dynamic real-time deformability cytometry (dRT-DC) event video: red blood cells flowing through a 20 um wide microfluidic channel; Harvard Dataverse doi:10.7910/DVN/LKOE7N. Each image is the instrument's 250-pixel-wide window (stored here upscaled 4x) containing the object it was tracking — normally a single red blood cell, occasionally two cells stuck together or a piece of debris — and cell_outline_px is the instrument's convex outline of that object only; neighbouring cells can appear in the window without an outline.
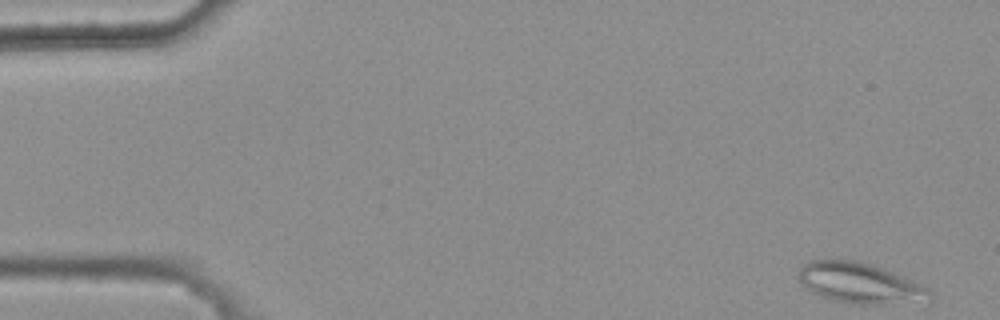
{"species": "common noctule bat (a hibernating species)", "species_latin": "Nyctalus noctula", "temperature_condition": "warm", "stored_images_in_passage": 5, "camera_frame_rate_fps": 3000, "um_per_image_px": 0.085, "animal": {"sex": "female", "body_mass_g": 25.1}, "frame": {"image": 1, "passage_image": 1, "time_ms": 0.0, "image_size_px": [1000, 320], "cell_outline_px": [[932, 300], [880, 304], [852, 304], [820, 296], [812, 292], [800, 280], [796, 272], [808, 260], [852, 260], [868, 264], [892, 272], [924, 284], [932, 292]], "centroid_in_image_um": [73.11, 24.07], "position_along_channel_um": 11.9, "area_um2": 30.69}}